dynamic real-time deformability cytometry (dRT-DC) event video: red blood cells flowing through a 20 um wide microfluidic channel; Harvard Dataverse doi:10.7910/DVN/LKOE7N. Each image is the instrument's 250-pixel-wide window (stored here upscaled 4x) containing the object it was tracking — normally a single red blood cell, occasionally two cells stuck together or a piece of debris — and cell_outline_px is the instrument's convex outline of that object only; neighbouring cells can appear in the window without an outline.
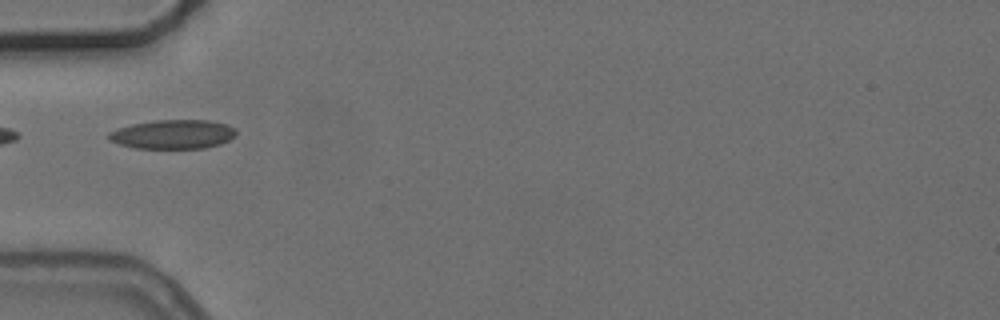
{"species": "common noctule bat (a hibernating species)", "species_latin": "Nyctalus noctula", "temperature_condition": "cold", "stored_images_in_passage": 5, "camera_frame_rate_fps": 3000, "um_per_image_px": 0.085, "animal": {"sex": "female", "body_mass_g": 24.6, "forearm_length_mm": 56.2}, "frame": {"image": 1, "passage_image": 5, "time_ms": 5.333, "image_size_px": [1000, 320], "cell_outline_px": [[236, 136], [220, 144], [204, 148], [136, 148], [120, 144], [108, 140], [108, 132], [132, 124], [156, 120], [208, 120], [228, 124], [236, 128]], "centroid_in_image_um": [14.73, 11.41], "position_along_channel_um": 70.3, "area_um2": 21.62}}